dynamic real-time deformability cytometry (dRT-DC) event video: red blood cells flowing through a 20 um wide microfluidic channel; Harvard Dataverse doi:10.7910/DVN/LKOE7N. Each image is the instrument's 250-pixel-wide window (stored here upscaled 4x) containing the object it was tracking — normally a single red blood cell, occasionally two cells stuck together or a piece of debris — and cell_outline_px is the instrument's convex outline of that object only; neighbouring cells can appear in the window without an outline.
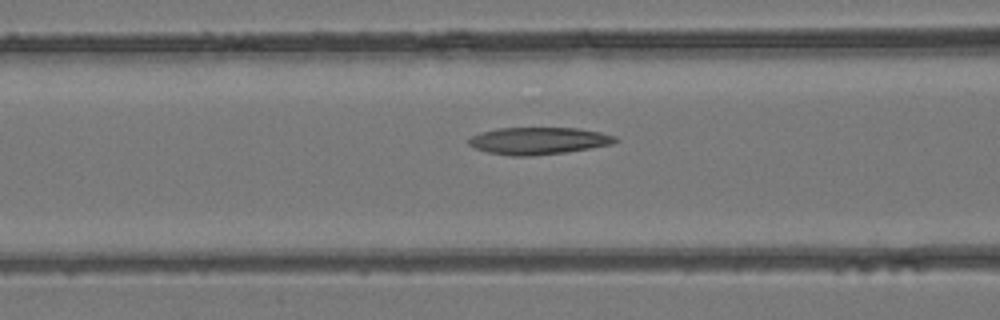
{"species": "common noctule bat (a hibernating species)", "species_latin": "Nyctalus noctula", "temperature_condition": "room temperature", "stored_images_in_passage": 24, "camera_frame_rate_fps": 3000, "um_per_image_px": 0.085, "animal": {"sex": "female", "body_mass_g": 24.6, "forearm_length_mm": 56.2}, "frame": {"image": 1, "passage_image": 5, "time_ms": 1.333, "image_size_px": [1000, 320], "cell_outline_px": [[620, 140], [612, 144], [564, 152], [532, 156], [508, 156], [488, 152], [476, 148], [468, 144], [468, 140], [472, 136], [480, 132], [500, 128], [576, 128], [600, 132], [616, 136]], "centroid_in_image_um": [45.77, 11.97], "position_along_channel_um": 120.8, "area_um2": 23.06}}
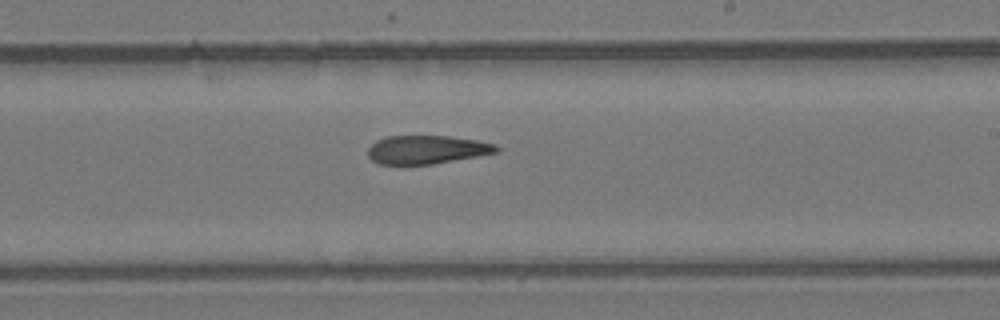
{"frame": {"image": 2, "passage_image": 13, "time_ms": 4.0, "image_size_px": [1000, 320], "cell_outline_px": [[500, 152], [432, 164], [376, 164], [368, 156], [368, 148], [376, 140], [388, 136], [448, 136], [476, 140], [496, 144], [500, 148]], "centroid_in_image_um": [36.28, 12.72], "position_along_channel_um": 252.7, "area_um2": 21.33}}
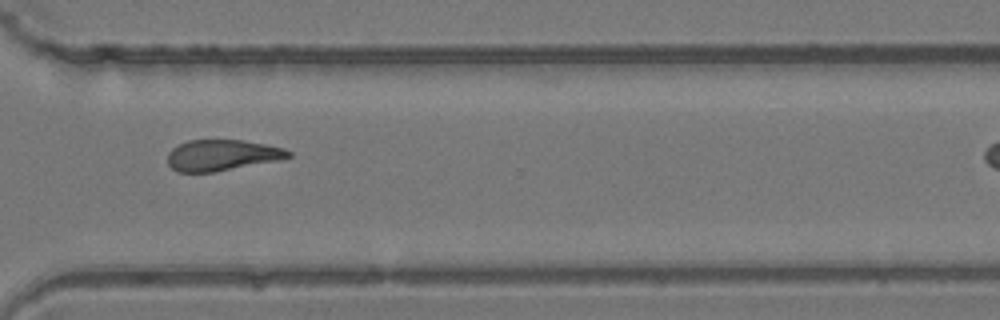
{"frame": {"image": 3, "passage_image": 19, "time_ms": 6.0, "image_size_px": [1000, 320], "cell_outline_px": [[292, 156], [280, 160], [212, 172], [176, 172], [168, 164], [168, 152], [172, 148], [188, 140], [244, 140], [284, 148], [292, 152]], "centroid_in_image_um": [18.87, 13.19], "position_along_channel_um": 351.7, "area_um2": 21.79}}